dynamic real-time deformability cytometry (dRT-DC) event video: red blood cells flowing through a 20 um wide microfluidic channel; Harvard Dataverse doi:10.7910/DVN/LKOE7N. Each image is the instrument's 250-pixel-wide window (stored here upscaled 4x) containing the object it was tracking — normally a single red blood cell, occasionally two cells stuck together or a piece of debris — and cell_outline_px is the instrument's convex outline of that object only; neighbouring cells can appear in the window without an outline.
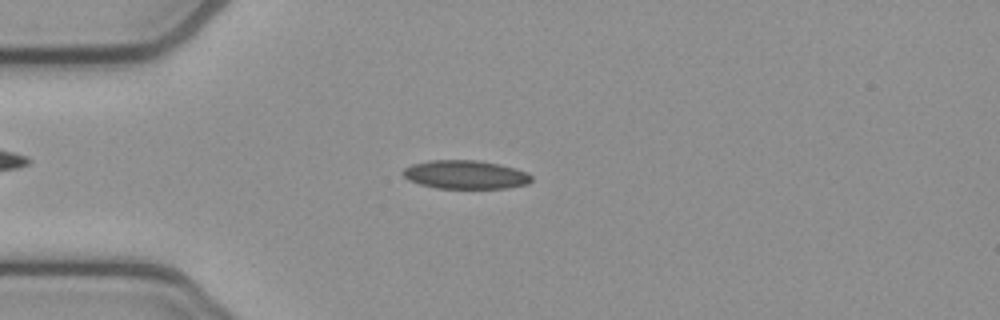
{"species": "common noctule bat (a hibernating species)", "species_latin": "Nyctalus noctula", "temperature_condition": "cold", "stored_images_in_passage": 52, "camera_frame_rate_fps": 3000, "um_per_image_px": 0.085, "animal": {"sex": "female", "body_mass_g": 21.9}, "frame": {"image": 1, "passage_image": 13, "time_ms": 4.0, "image_size_px": [1000, 320], "cell_outline_px": [[532, 180], [528, 184], [508, 188], [436, 188], [420, 184], [408, 180], [400, 172], [404, 168], [412, 164], [428, 160], [476, 160], [500, 164], [528, 172], [532, 176]], "centroid_in_image_um": [39.56, 14.84], "position_along_channel_um": 45.4, "area_um2": 21.56}}
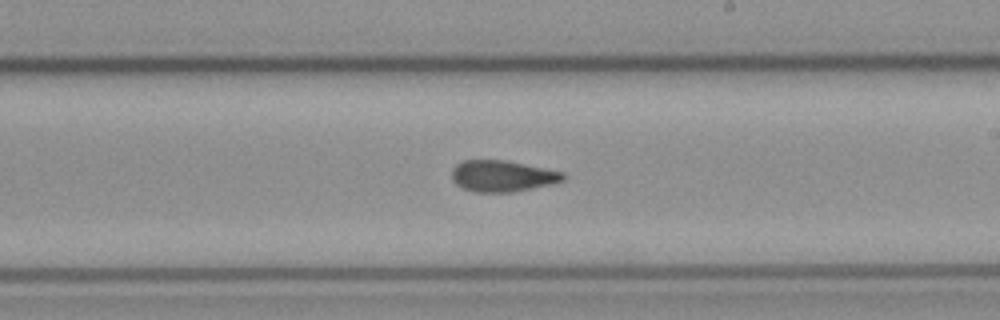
{"frame": {"image": 2, "passage_image": 30, "time_ms": 9.667, "image_size_px": [1000, 320], "cell_outline_px": [[568, 176], [564, 180], [552, 184], [512, 192], [476, 192], [464, 188], [456, 184], [452, 180], [452, 168], [456, 164], [464, 160], [508, 160], [564, 172]], "centroid_in_image_um": [42.73, 14.95], "position_along_channel_um": 246.3, "area_um2": 20.46}}
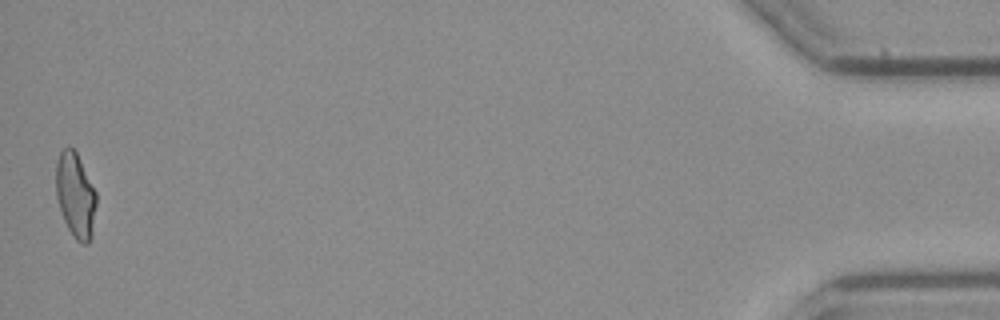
{"frame": {"image": 3, "passage_image": 52, "time_ms": 17.0, "image_size_px": [1000, 320], "cell_outline_px": [[96, 204], [92, 236], [88, 244], [84, 244], [76, 240], [68, 228], [64, 220], [56, 196], [56, 164], [60, 152], [68, 144], [76, 152], [96, 192]], "centroid_in_image_um": [6.41, 16.6], "position_along_channel_um": 428.8, "area_um2": 19.83}, "authors_computed_cell_mechanics": {"area_um2": 20.4901, "velocity_mm_per_s": 3.843, "shape_relaxation_time_tau1_ms": null, "shape_relaxation_time_tau2_ms": 3.0958, "deformation_change_tau1": null, "deformation_change_tau2": 0.0765}}